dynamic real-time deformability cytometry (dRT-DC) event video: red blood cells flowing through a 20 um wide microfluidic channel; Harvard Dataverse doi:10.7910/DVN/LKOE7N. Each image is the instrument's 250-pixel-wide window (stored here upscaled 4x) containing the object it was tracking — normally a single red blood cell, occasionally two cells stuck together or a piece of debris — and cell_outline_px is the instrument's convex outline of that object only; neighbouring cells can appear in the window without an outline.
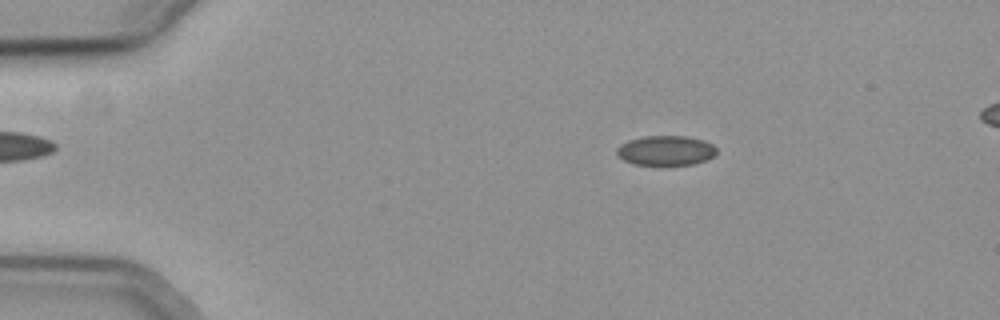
{"species": "common noctule bat (a hibernating species)", "species_latin": "Nyctalus noctula", "temperature_condition": "cold", "stored_images_in_passage": 52, "camera_frame_rate_fps": 3000, "um_per_image_px": 0.085, "animal": {"sex": "female", "body_mass_g": 19.3, "forearm_length_mm": 54.1}, "frame": {"image": 1, "passage_image": 6, "time_ms": 1.667, "image_size_px": [1000, 320], "cell_outline_px": [[716, 156], [708, 160], [692, 164], [632, 164], [616, 156], [616, 148], [620, 144], [628, 140], [644, 136], [688, 136], [704, 140], [712, 144], [716, 148]], "centroid_in_image_um": [56.59, 12.78], "position_along_channel_um": 28.4, "area_um2": 17.46}}
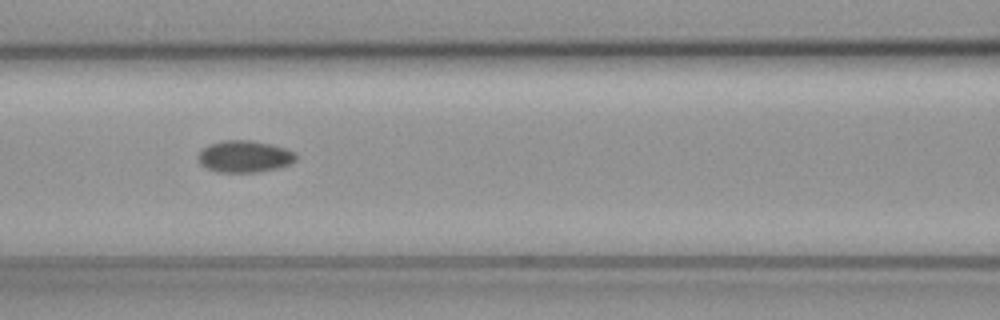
{"frame": {"image": 2, "passage_image": 21, "time_ms": 6.667, "image_size_px": [1000, 320], "cell_outline_px": [[296, 160], [288, 164], [276, 168], [256, 172], [216, 172], [200, 164], [196, 160], [200, 152], [208, 144], [224, 140], [252, 140], [272, 144], [296, 152]], "centroid_in_image_um": [20.76, 13.29], "position_along_channel_um": 145.8, "area_um2": 18.15}}
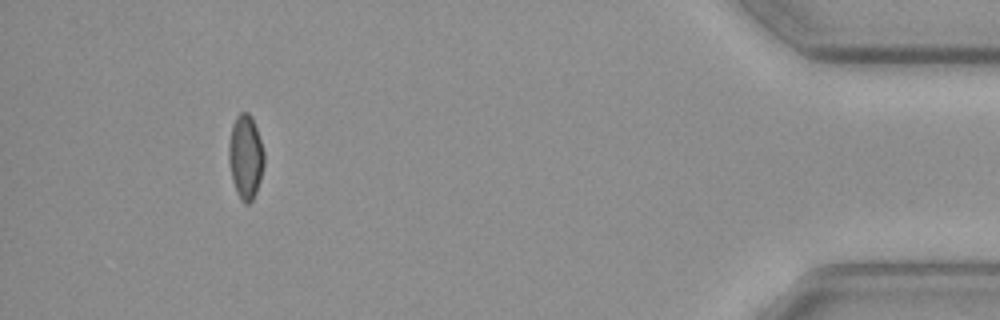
{"frame": {"image": 3, "passage_image": 48, "time_ms": 15.667, "image_size_px": [1000, 320], "cell_outline_px": [[264, 164], [260, 180], [256, 192], [252, 200], [248, 204], [244, 204], [240, 200], [236, 192], [232, 180], [228, 160], [228, 144], [232, 124], [236, 116], [240, 112], [248, 112], [252, 116], [264, 152]], "centroid_in_image_um": [20.85, 13.34], "position_along_channel_um": 414.3, "area_um2": 17.51}}